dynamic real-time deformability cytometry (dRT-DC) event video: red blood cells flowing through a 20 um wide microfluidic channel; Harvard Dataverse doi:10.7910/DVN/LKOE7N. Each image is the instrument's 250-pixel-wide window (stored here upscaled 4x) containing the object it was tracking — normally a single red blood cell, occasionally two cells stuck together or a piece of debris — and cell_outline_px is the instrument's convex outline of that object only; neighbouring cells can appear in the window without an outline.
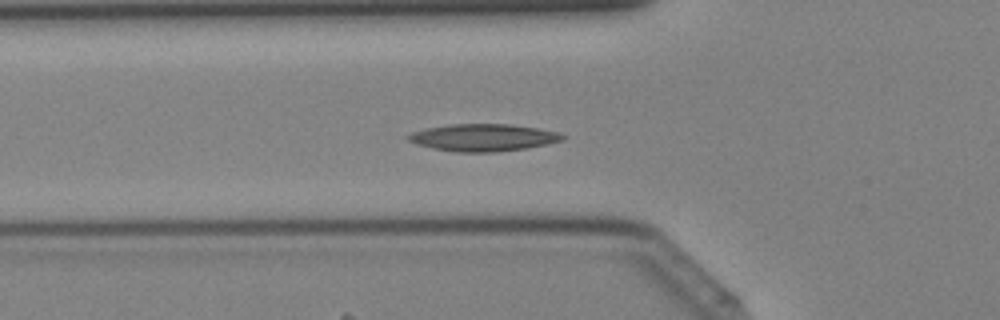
{"species": "Egyptian fruit bat (a non-hibernating species)", "species_latin": "Rousettus aegyptiacus", "temperature_condition": "cold", "stored_images_in_passage": 42, "camera_frame_rate_fps": 3000, "um_per_image_px": 0.085, "animal": {"sex": "female"}, "frame": {"image": 1, "passage_image": 15, "time_ms": 4.667, "image_size_px": [1000, 320], "cell_outline_px": [[564, 140], [524, 148], [492, 152], [460, 152], [432, 148], [416, 144], [408, 140], [404, 136], [412, 132], [424, 128], [448, 124], [512, 124], [536, 128], [556, 132], [564, 136]], "centroid_in_image_um": [40.98, 11.68], "position_along_channel_um": 84.8, "area_um2": 24.28}}
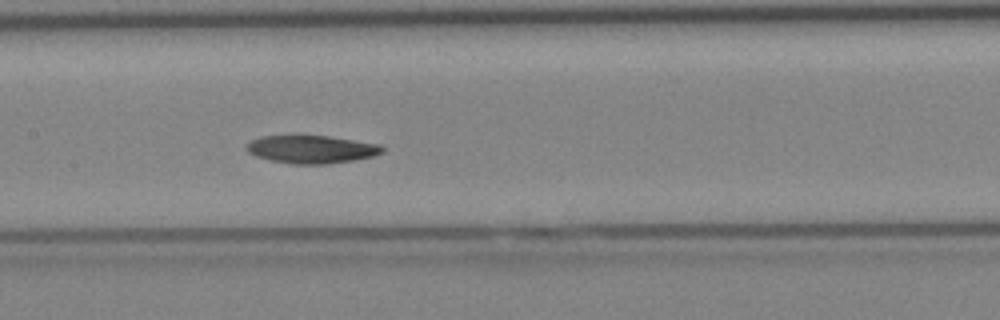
{"frame": {"image": 2, "passage_image": 21, "time_ms": 6.667, "image_size_px": [1000, 320], "cell_outline_px": [[384, 152], [372, 156], [356, 160], [328, 164], [292, 164], [272, 160], [256, 156], [248, 152], [244, 148], [252, 140], [260, 136], [292, 132], [328, 136], [380, 144], [384, 148]], "centroid_in_image_um": [26.43, 12.64], "position_along_channel_um": 181.0, "area_um2": 23.0}}
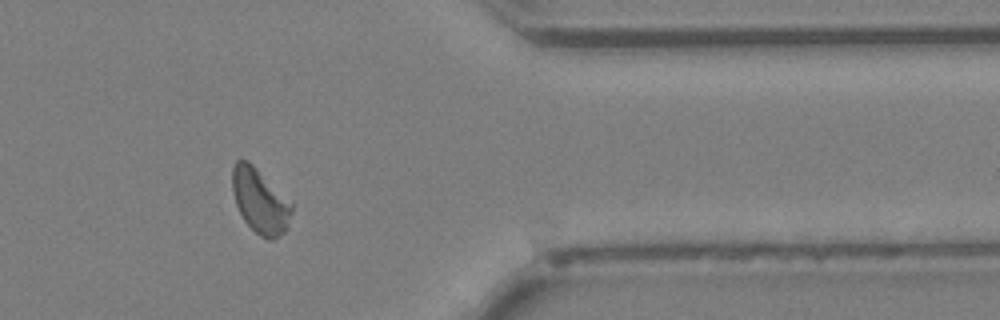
{"frame": {"image": 3, "passage_image": 35, "time_ms": 11.333, "image_size_px": [1000, 320], "cell_outline_px": [[292, 212], [288, 228], [284, 232], [272, 240], [268, 240], [260, 236], [244, 220], [236, 204], [232, 192], [232, 168], [236, 160], [248, 160], [292, 200]], "centroid_in_image_um": [22.13, 17.07], "position_along_channel_um": 389.3, "area_um2": 22.66}}